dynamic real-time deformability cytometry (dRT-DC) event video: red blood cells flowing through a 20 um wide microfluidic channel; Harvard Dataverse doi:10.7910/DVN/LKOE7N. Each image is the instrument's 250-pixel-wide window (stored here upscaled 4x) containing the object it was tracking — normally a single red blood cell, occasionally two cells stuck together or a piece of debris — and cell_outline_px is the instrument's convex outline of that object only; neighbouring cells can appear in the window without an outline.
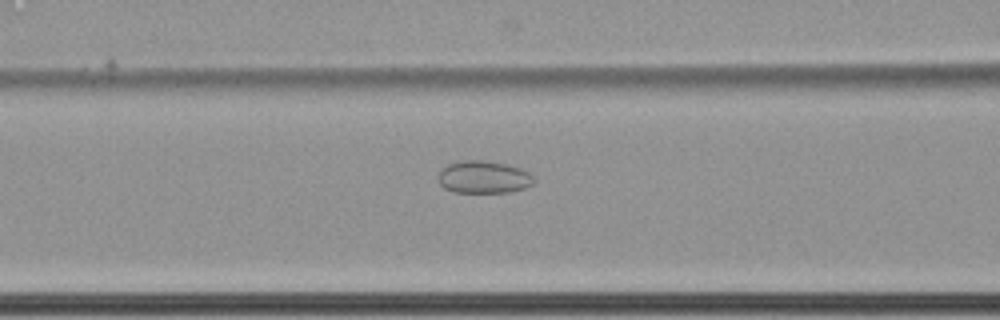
{"species": "common noctule bat (a hibernating species)", "species_latin": "Nyctalus noctula", "temperature_condition": "cold", "stored_images_in_passage": 63, "camera_frame_rate_fps": 3000, "um_per_image_px": 0.085, "animal": {"sex": "female", "body_mass_g": 22.7, "forearm_length_mm": 54.2}, "frame": {"image": 1, "passage_image": 29, "time_ms": 9.333, "image_size_px": [1000, 320], "cell_outline_px": [[536, 180], [532, 184], [524, 188], [508, 192], [452, 192], [444, 188], [440, 184], [440, 172], [448, 164], [464, 160], [484, 160], [508, 164], [520, 168], [528, 172]], "centroid_in_image_um": [41.13, 15.05], "position_along_channel_um": 125.5, "area_um2": 17.98}}
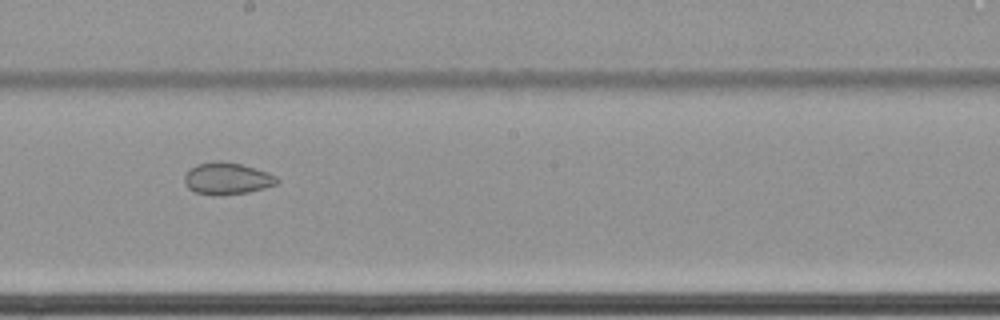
{"frame": {"image": 2, "passage_image": 38, "time_ms": 12.333, "image_size_px": [1000, 320], "cell_outline_px": [[280, 180], [276, 184], [264, 188], [248, 192], [216, 196], [196, 192], [188, 188], [184, 184], [184, 176], [196, 164], [216, 160], [220, 160], [240, 164], [268, 172], [276, 176]], "centroid_in_image_um": [19.29, 15.17], "position_along_channel_um": 228.9, "area_um2": 17.22}}
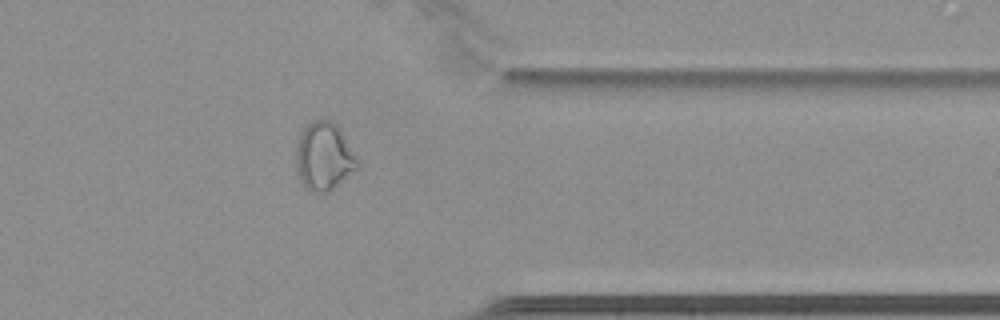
{"frame": {"image": 3, "passage_image": 52, "time_ms": 17.0, "image_size_px": [1000, 320], "cell_outline_px": [[360, 164], [356, 168], [328, 192], [312, 192], [304, 188], [300, 184], [296, 168], [296, 148], [300, 132], [312, 120], [332, 120], [340, 128], [360, 160]], "centroid_in_image_um": [27.52, 13.29], "position_along_channel_um": 383.9, "area_um2": 24.57}, "authors_computed_cell_mechanics": {"area_um2": 25.2586, "velocity_mm_per_s": 3.4475, "shape_relaxation_time_tau1_ms": null, "shape_relaxation_time_tau2_ms": 1.9764, "deformation_change_tau1": null, "deformation_change_tau2": 0.0617}}